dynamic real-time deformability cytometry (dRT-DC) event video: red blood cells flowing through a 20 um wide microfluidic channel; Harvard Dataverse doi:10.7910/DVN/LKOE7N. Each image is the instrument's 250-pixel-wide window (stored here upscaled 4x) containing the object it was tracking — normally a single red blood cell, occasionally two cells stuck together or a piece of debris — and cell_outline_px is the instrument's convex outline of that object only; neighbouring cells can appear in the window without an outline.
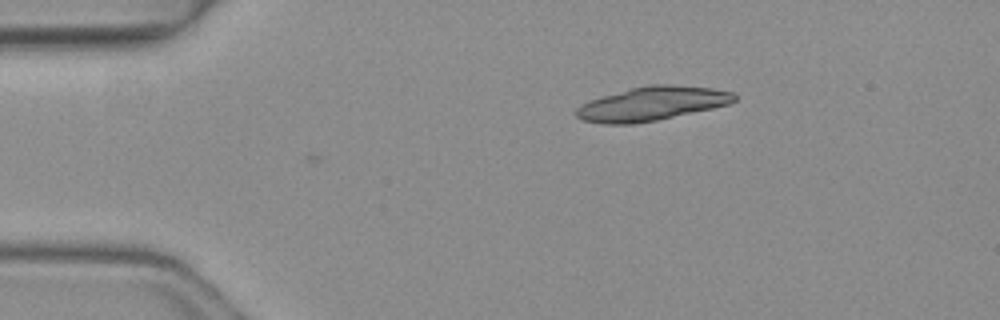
{"species": "common noctule bat (a hibernating species)", "species_latin": "Nyctalus noctula", "temperature_condition": "warm", "stored_images_in_passage": 5, "camera_frame_rate_fps": 3000, "um_per_image_px": 0.085, "animal": {"sex": "female", "body_mass_g": 19.3, "forearm_length_mm": 54.1}, "frame": {"image": 1, "passage_image": 1, "time_ms": 0.0, "image_size_px": [1000, 320], "cell_outline_px": [[736, 100], [728, 104], [712, 108], [656, 120], [632, 124], [604, 124], [580, 120], [572, 112], [580, 104], [588, 100], [628, 88], [648, 84], [672, 84], [712, 88], [732, 92], [736, 96]], "centroid_in_image_um": [55.33, 8.8], "position_along_channel_um": 29.7, "area_um2": 31.5}}
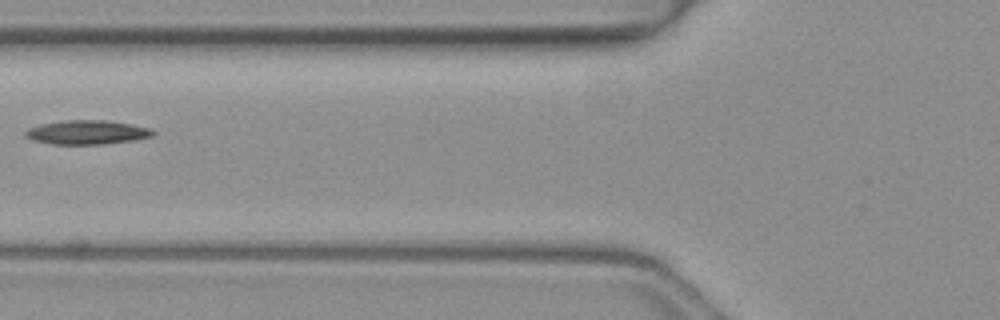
{"frame": {"image": 2, "passage_image": 4, "time_ms": 1.0, "image_size_px": [1000, 320], "cell_outline_px": [[156, 136], [136, 140], [104, 144], [52, 144], [32, 140], [24, 136], [24, 132], [28, 128], [40, 124], [68, 120], [108, 120], [132, 124], [152, 128], [156, 132]], "centroid_in_image_um": [7.46, 11.25], "position_along_channel_um": 118.3, "area_um2": 18.21}}
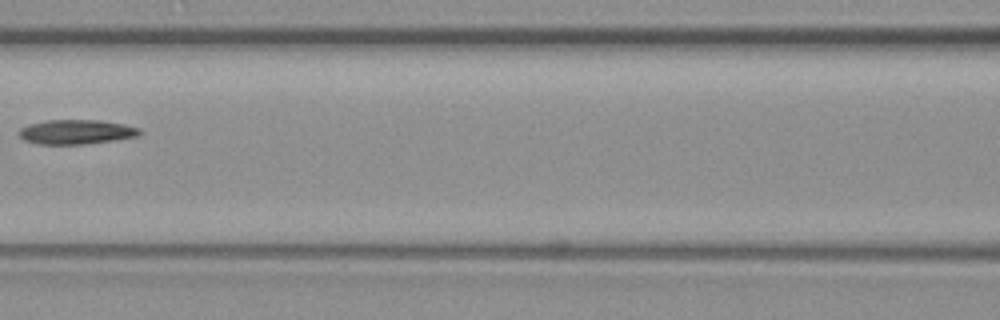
{"frame": {"image": 3, "passage_image": 5, "time_ms": 1.333, "image_size_px": [1000, 320], "cell_outline_px": [[140, 132], [136, 136], [116, 140], [84, 144], [36, 144], [24, 140], [16, 132], [20, 128], [28, 124], [48, 120], [100, 120], [124, 124], [140, 128]], "centroid_in_image_um": [6.44, 11.21], "position_along_channel_um": 160.2, "area_um2": 17.28}}